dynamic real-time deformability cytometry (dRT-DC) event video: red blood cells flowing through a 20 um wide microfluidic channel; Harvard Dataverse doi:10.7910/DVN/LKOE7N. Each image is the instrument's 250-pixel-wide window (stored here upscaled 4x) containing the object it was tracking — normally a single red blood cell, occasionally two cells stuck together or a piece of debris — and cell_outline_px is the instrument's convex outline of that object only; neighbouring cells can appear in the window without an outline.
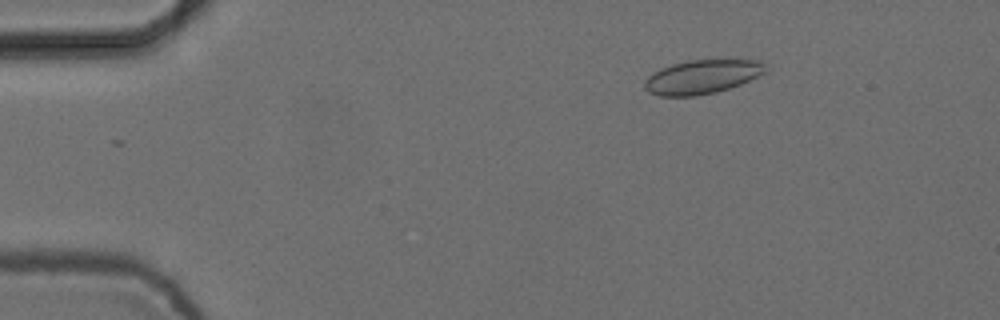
{"species": "common noctule bat (a hibernating species)", "species_latin": "Nyctalus noctula", "temperature_condition": "cold", "stored_images_in_passage": 5, "camera_frame_rate_fps": 3000, "um_per_image_px": 0.085, "animal": {"sex": "female", "body_mass_g": 24.6, "forearm_length_mm": 56.2}, "frame": {"image": 1, "passage_image": 3, "time_ms": 0.667, "image_size_px": [1000, 320], "cell_outline_px": [[768, 68], [764, 72], [740, 84], [716, 92], [692, 96], [660, 96], [648, 92], [644, 88], [644, 80], [648, 76], [660, 68], [672, 64], [688, 60], [760, 60]], "centroid_in_image_um": [59.63, 6.53], "position_along_channel_um": 25.4, "area_um2": 23.76}}